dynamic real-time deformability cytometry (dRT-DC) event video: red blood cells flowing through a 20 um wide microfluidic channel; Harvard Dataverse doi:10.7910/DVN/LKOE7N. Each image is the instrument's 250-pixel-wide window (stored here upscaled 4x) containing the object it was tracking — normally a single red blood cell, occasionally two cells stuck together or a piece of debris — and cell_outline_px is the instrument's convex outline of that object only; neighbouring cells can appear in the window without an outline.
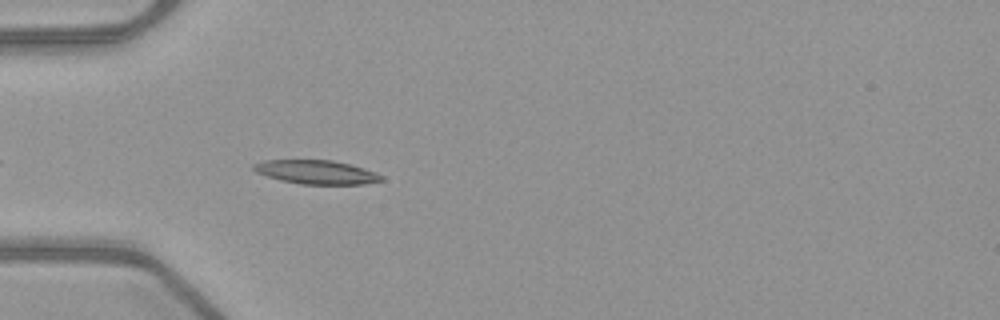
{"species": "common noctule bat (a hibernating species)", "species_latin": "Nyctalus noctula", "temperature_condition": "warm", "stored_images_in_passage": 40, "camera_frame_rate_fps": 3000, "um_per_image_px": 0.085, "animal": {"sex": "female", "body_mass_g": 21.9}, "frame": {"image": 1, "passage_image": 4, "time_ms": 1.0, "image_size_px": [1000, 320], "cell_outline_px": [[384, 180], [364, 184], [300, 184], [280, 180], [256, 172], [252, 168], [252, 164], [264, 160], [332, 160], [352, 164], [376, 172], [384, 176]], "centroid_in_image_um": [26.92, 14.62], "position_along_channel_um": 58.1, "area_um2": 17.86}}
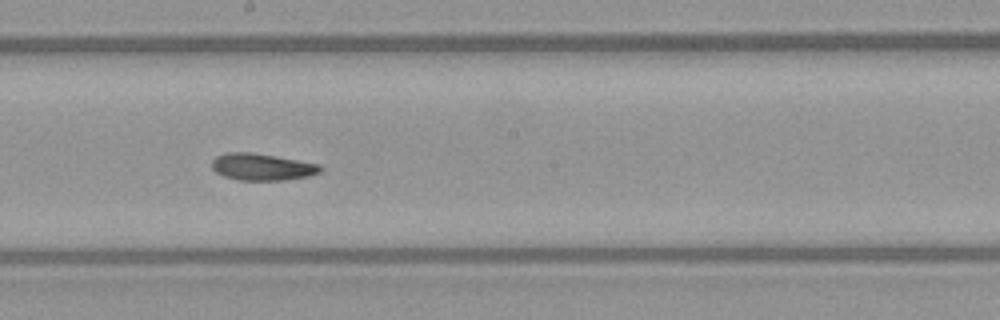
{"frame": {"image": 2, "passage_image": 17, "time_ms": 5.333, "image_size_px": [1000, 320], "cell_outline_px": [[324, 168], [320, 172], [308, 176], [284, 180], [236, 180], [224, 176], [216, 172], [212, 168], [212, 160], [216, 156], [224, 152], [252, 152], [276, 156], [320, 164]], "centroid_in_image_um": [22.26, 14.18], "position_along_channel_um": 225.9, "area_um2": 17.11}}
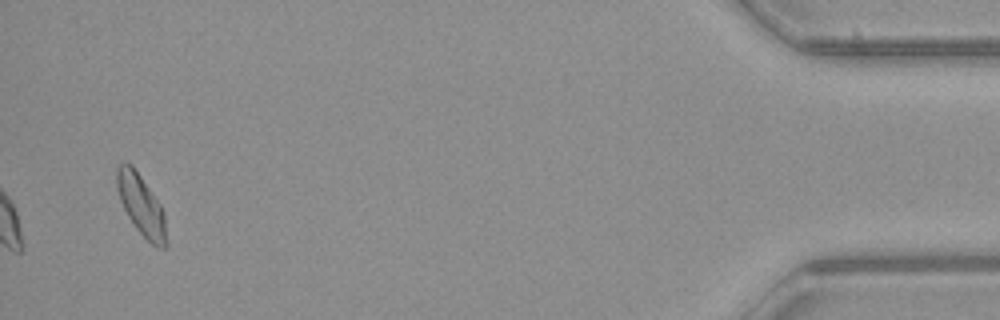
{"frame": {"image": 3, "passage_image": 38, "time_ms": 12.333, "image_size_px": [1000, 320], "cell_outline_px": [[168, 244], [164, 248], [156, 248], [136, 228], [128, 216], [120, 200], [116, 188], [116, 168], [124, 160], [128, 160], [132, 164], [160, 204], [164, 216]], "centroid_in_image_um": [11.99, 17.41], "position_along_channel_um": 423.2, "area_um2": 17.57}, "authors_computed_cell_mechanics": {"area_um2": 17.1088, "velocity_mm_per_s": 3.9947, "shape_relaxation_time_tau1_ms": 4.6616, "shape_relaxation_time_tau2_ms": 6.397, "deformation_change_tau1": 0.1344, "deformation_change_tau2": 0.1224}}